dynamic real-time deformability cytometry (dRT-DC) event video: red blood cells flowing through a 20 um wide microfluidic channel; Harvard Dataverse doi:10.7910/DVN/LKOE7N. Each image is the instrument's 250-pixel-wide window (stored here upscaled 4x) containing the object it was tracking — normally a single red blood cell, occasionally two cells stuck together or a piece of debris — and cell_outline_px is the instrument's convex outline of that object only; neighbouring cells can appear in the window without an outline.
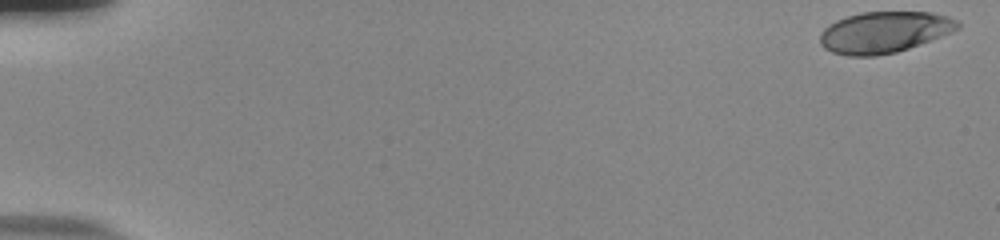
{"species": "human", "species_latin": "Homo sapiens", "temperature_condition": "room temperature", "stored_images_in_passage": 55, "camera_frame_rate_fps": 3000, "um_per_image_px": 0.085, "donor": {"sex": "male"}, "frame": {"image": 1, "passage_image": 1, "time_ms": 0.0, "image_size_px": [1000, 240], "cell_outline_px": [[960, 28], [952, 32], [908, 48], [896, 52], [876, 56], [848, 56], [832, 52], [824, 48], [820, 44], [820, 32], [828, 24], [836, 20], [860, 12], [932, 12], [948, 16], [956, 20], [960, 24]], "centroid_in_image_um": [75.14, 2.73], "position_along_channel_um": 9.9, "area_um2": 33.18}}
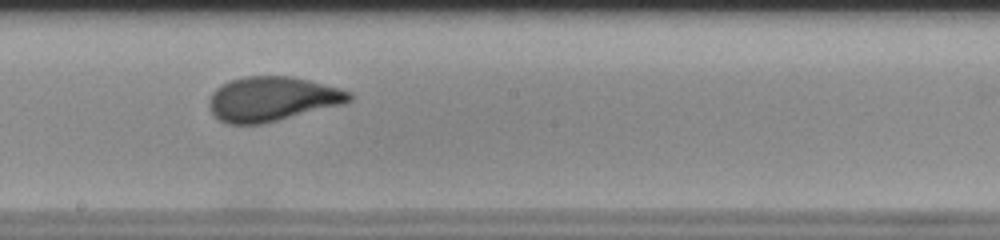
{"frame": {"image": 2, "passage_image": 32, "time_ms": 10.333, "image_size_px": [1000, 240], "cell_outline_px": [[352, 100], [344, 104], [260, 124], [228, 124], [220, 120], [212, 112], [208, 104], [208, 100], [212, 92], [216, 88], [232, 80], [244, 76], [292, 76], [308, 80], [352, 92]], "centroid_in_image_um": [23.13, 8.41], "position_along_channel_um": 225.1, "area_um2": 36.07}}
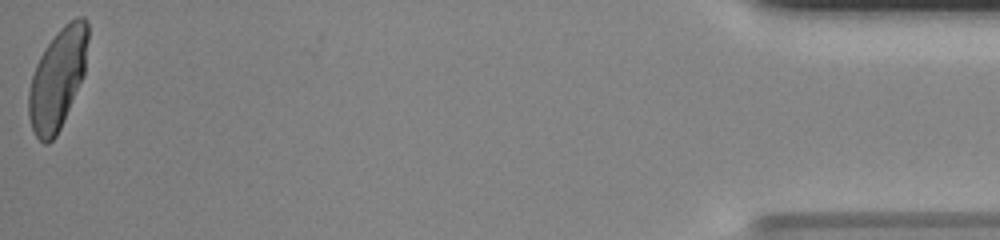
{"frame": {"image": 3, "passage_image": 55, "time_ms": 18.0, "image_size_px": [1000, 240], "cell_outline_px": [[88, 40], [84, 76], [64, 120], [56, 136], [48, 144], [44, 144], [36, 136], [32, 128], [28, 116], [28, 92], [32, 76], [36, 64], [44, 48], [56, 32], [64, 24], [76, 16], [84, 16], [88, 20]], "centroid_in_image_um": [4.9, 6.67], "position_along_channel_um": 430.3, "area_um2": 34.97}, "authors_computed_cell_mechanics": {"area_um2": 35.3158, "velocity_mm_per_s": 3.7811, "shape_relaxation_time_tau1_ms": 4.6221, "shape_relaxation_time_tau2_ms": null, "deformation_change_tau1": 0.1927, "deformation_change_tau2": null}}